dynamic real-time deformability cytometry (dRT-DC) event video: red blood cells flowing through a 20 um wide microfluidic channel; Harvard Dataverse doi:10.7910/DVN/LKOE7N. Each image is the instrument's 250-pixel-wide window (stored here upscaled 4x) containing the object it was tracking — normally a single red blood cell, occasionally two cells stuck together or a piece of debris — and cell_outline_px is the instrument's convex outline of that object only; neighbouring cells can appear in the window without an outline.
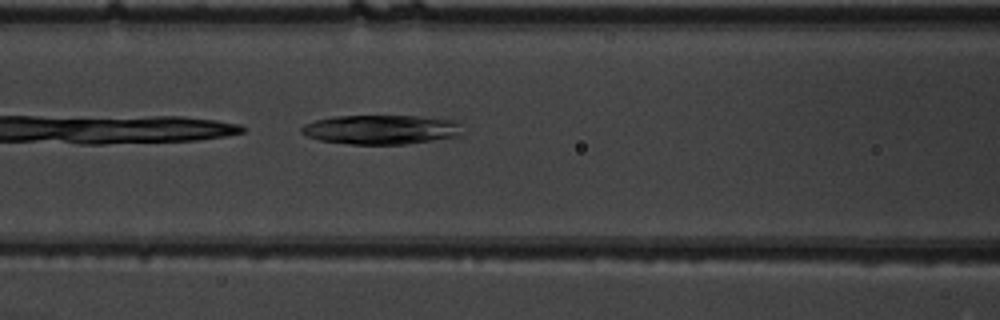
{"species": "common noctule bat (a hibernating species)", "species_latin": "Nyctalus noctula", "temperature_condition": "warm", "stored_images_in_passage": 20, "camera_frame_rate_fps": 3000, "um_per_image_px": 0.085, "animal": {"sex": "male", "body_mass_g": 19.5, "forearm_length_mm": 54.6}, "frame": {"image": 1, "passage_image": 6, "time_ms": 1.667, "image_size_px": [1000, 320], "cell_outline_px": [[460, 136], [404, 144], [352, 144], [320, 140], [308, 136], [300, 132], [300, 128], [304, 124], [316, 120], [332, 116], [420, 116], [452, 120], [460, 124]], "centroid_in_image_um": [32.36, 11.01], "position_along_channel_um": 134.2, "area_um2": 27.34}}
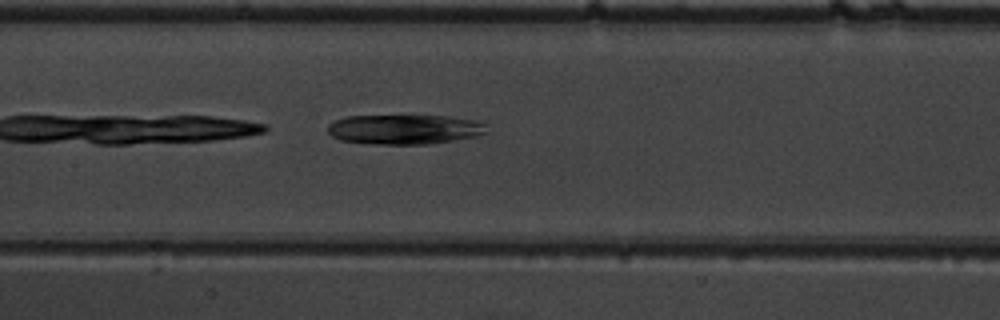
{"frame": {"image": 2, "passage_image": 9, "time_ms": 2.667, "image_size_px": [1000, 320], "cell_outline_px": [[492, 132], [476, 136], [428, 144], [380, 144], [340, 140], [332, 136], [328, 132], [328, 124], [336, 120], [348, 116], [448, 116], [476, 120], [488, 124]], "centroid_in_image_um": [34.47, 10.99], "position_along_channel_um": 172.9, "area_um2": 27.63}}
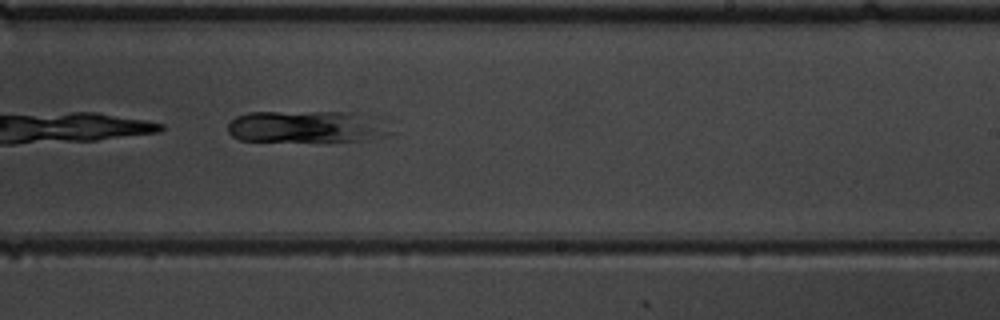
{"frame": {"image": 3, "passage_image": 16, "time_ms": 5.0, "image_size_px": [1000, 320], "cell_outline_px": [[396, 132], [360, 140], [328, 144], [240, 140], [232, 136], [228, 132], [228, 124], [236, 116], [248, 112], [352, 112], [384, 120]], "centroid_in_image_um": [26.09, 10.81], "position_along_channel_um": 262.9, "area_um2": 31.62}}